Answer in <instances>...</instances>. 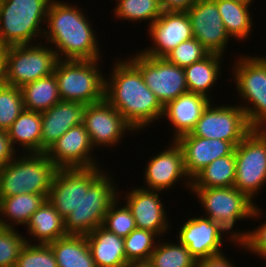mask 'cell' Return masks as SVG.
Here are the masks:
<instances>
[{
    "instance_id": "36",
    "label": "cell",
    "mask_w": 266,
    "mask_h": 267,
    "mask_svg": "<svg viewBox=\"0 0 266 267\" xmlns=\"http://www.w3.org/2000/svg\"><path fill=\"white\" fill-rule=\"evenodd\" d=\"M23 96L20 87L0 86V130L7 131L24 110Z\"/></svg>"
},
{
    "instance_id": "37",
    "label": "cell",
    "mask_w": 266,
    "mask_h": 267,
    "mask_svg": "<svg viewBox=\"0 0 266 267\" xmlns=\"http://www.w3.org/2000/svg\"><path fill=\"white\" fill-rule=\"evenodd\" d=\"M118 197L105 214L102 226L119 237H127L136 227L135 219L126 204L119 205ZM121 206V207H119Z\"/></svg>"
},
{
    "instance_id": "5",
    "label": "cell",
    "mask_w": 266,
    "mask_h": 267,
    "mask_svg": "<svg viewBox=\"0 0 266 267\" xmlns=\"http://www.w3.org/2000/svg\"><path fill=\"white\" fill-rule=\"evenodd\" d=\"M51 0H1L0 48L29 45L43 38ZM38 36V37H37Z\"/></svg>"
},
{
    "instance_id": "3",
    "label": "cell",
    "mask_w": 266,
    "mask_h": 267,
    "mask_svg": "<svg viewBox=\"0 0 266 267\" xmlns=\"http://www.w3.org/2000/svg\"><path fill=\"white\" fill-rule=\"evenodd\" d=\"M0 168V198L17 194H49L59 169L46 153H22Z\"/></svg>"
},
{
    "instance_id": "28",
    "label": "cell",
    "mask_w": 266,
    "mask_h": 267,
    "mask_svg": "<svg viewBox=\"0 0 266 267\" xmlns=\"http://www.w3.org/2000/svg\"><path fill=\"white\" fill-rule=\"evenodd\" d=\"M26 229L28 235L41 244H48L67 235L64 219L48 199L31 215Z\"/></svg>"
},
{
    "instance_id": "24",
    "label": "cell",
    "mask_w": 266,
    "mask_h": 267,
    "mask_svg": "<svg viewBox=\"0 0 266 267\" xmlns=\"http://www.w3.org/2000/svg\"><path fill=\"white\" fill-rule=\"evenodd\" d=\"M86 238L96 267H128L122 237L101 225Z\"/></svg>"
},
{
    "instance_id": "44",
    "label": "cell",
    "mask_w": 266,
    "mask_h": 267,
    "mask_svg": "<svg viewBox=\"0 0 266 267\" xmlns=\"http://www.w3.org/2000/svg\"><path fill=\"white\" fill-rule=\"evenodd\" d=\"M199 0H159L163 11L187 12Z\"/></svg>"
},
{
    "instance_id": "19",
    "label": "cell",
    "mask_w": 266,
    "mask_h": 267,
    "mask_svg": "<svg viewBox=\"0 0 266 267\" xmlns=\"http://www.w3.org/2000/svg\"><path fill=\"white\" fill-rule=\"evenodd\" d=\"M180 227L177 242L185 245L196 260L222 253L223 234H229L219 223L204 215L189 217Z\"/></svg>"
},
{
    "instance_id": "39",
    "label": "cell",
    "mask_w": 266,
    "mask_h": 267,
    "mask_svg": "<svg viewBox=\"0 0 266 267\" xmlns=\"http://www.w3.org/2000/svg\"><path fill=\"white\" fill-rule=\"evenodd\" d=\"M21 235L15 228L0 226V267L16 266L27 240V237Z\"/></svg>"
},
{
    "instance_id": "34",
    "label": "cell",
    "mask_w": 266,
    "mask_h": 267,
    "mask_svg": "<svg viewBox=\"0 0 266 267\" xmlns=\"http://www.w3.org/2000/svg\"><path fill=\"white\" fill-rule=\"evenodd\" d=\"M114 14L120 20L148 21L150 26L162 14L159 0H116Z\"/></svg>"
},
{
    "instance_id": "31",
    "label": "cell",
    "mask_w": 266,
    "mask_h": 267,
    "mask_svg": "<svg viewBox=\"0 0 266 267\" xmlns=\"http://www.w3.org/2000/svg\"><path fill=\"white\" fill-rule=\"evenodd\" d=\"M24 108L43 112L61 101L54 73L21 87Z\"/></svg>"
},
{
    "instance_id": "18",
    "label": "cell",
    "mask_w": 266,
    "mask_h": 267,
    "mask_svg": "<svg viewBox=\"0 0 266 267\" xmlns=\"http://www.w3.org/2000/svg\"><path fill=\"white\" fill-rule=\"evenodd\" d=\"M171 142L170 147L152 156L145 167V189L164 192L163 190L175 187L174 185L183 179L186 180L183 185L191 188V179L184 167L182 149L175 140Z\"/></svg>"
},
{
    "instance_id": "14",
    "label": "cell",
    "mask_w": 266,
    "mask_h": 267,
    "mask_svg": "<svg viewBox=\"0 0 266 267\" xmlns=\"http://www.w3.org/2000/svg\"><path fill=\"white\" fill-rule=\"evenodd\" d=\"M82 124L93 148L118 145L124 133L135 131L122 115L106 100L85 106ZM101 146V147H100Z\"/></svg>"
},
{
    "instance_id": "40",
    "label": "cell",
    "mask_w": 266,
    "mask_h": 267,
    "mask_svg": "<svg viewBox=\"0 0 266 267\" xmlns=\"http://www.w3.org/2000/svg\"><path fill=\"white\" fill-rule=\"evenodd\" d=\"M210 54L196 38L180 43L164 58L171 64L186 67L198 62Z\"/></svg>"
},
{
    "instance_id": "11",
    "label": "cell",
    "mask_w": 266,
    "mask_h": 267,
    "mask_svg": "<svg viewBox=\"0 0 266 267\" xmlns=\"http://www.w3.org/2000/svg\"><path fill=\"white\" fill-rule=\"evenodd\" d=\"M132 56L128 59L140 70L146 86L163 107L188 92L182 67L169 63L165 58L144 55L141 51Z\"/></svg>"
},
{
    "instance_id": "45",
    "label": "cell",
    "mask_w": 266,
    "mask_h": 267,
    "mask_svg": "<svg viewBox=\"0 0 266 267\" xmlns=\"http://www.w3.org/2000/svg\"><path fill=\"white\" fill-rule=\"evenodd\" d=\"M5 84V53L4 48H0V86Z\"/></svg>"
},
{
    "instance_id": "47",
    "label": "cell",
    "mask_w": 266,
    "mask_h": 267,
    "mask_svg": "<svg viewBox=\"0 0 266 267\" xmlns=\"http://www.w3.org/2000/svg\"><path fill=\"white\" fill-rule=\"evenodd\" d=\"M233 1H238V2H241V3H244V4H248V5H252V2L253 0H233Z\"/></svg>"
},
{
    "instance_id": "22",
    "label": "cell",
    "mask_w": 266,
    "mask_h": 267,
    "mask_svg": "<svg viewBox=\"0 0 266 267\" xmlns=\"http://www.w3.org/2000/svg\"><path fill=\"white\" fill-rule=\"evenodd\" d=\"M85 106L81 102L61 100L41 112V153H46L70 128L82 124Z\"/></svg>"
},
{
    "instance_id": "41",
    "label": "cell",
    "mask_w": 266,
    "mask_h": 267,
    "mask_svg": "<svg viewBox=\"0 0 266 267\" xmlns=\"http://www.w3.org/2000/svg\"><path fill=\"white\" fill-rule=\"evenodd\" d=\"M236 244L237 247L245 248L244 250L252 252V254L260 255L266 261V221L256 227L255 230H248L240 241L235 242Z\"/></svg>"
},
{
    "instance_id": "38",
    "label": "cell",
    "mask_w": 266,
    "mask_h": 267,
    "mask_svg": "<svg viewBox=\"0 0 266 267\" xmlns=\"http://www.w3.org/2000/svg\"><path fill=\"white\" fill-rule=\"evenodd\" d=\"M15 267H58V264L49 244H32L28 239Z\"/></svg>"
},
{
    "instance_id": "35",
    "label": "cell",
    "mask_w": 266,
    "mask_h": 267,
    "mask_svg": "<svg viewBox=\"0 0 266 267\" xmlns=\"http://www.w3.org/2000/svg\"><path fill=\"white\" fill-rule=\"evenodd\" d=\"M151 231L135 228L124 240V251L129 264L148 262L158 242Z\"/></svg>"
},
{
    "instance_id": "42",
    "label": "cell",
    "mask_w": 266,
    "mask_h": 267,
    "mask_svg": "<svg viewBox=\"0 0 266 267\" xmlns=\"http://www.w3.org/2000/svg\"><path fill=\"white\" fill-rule=\"evenodd\" d=\"M16 152L10 142L7 131L0 130V168L16 157Z\"/></svg>"
},
{
    "instance_id": "2",
    "label": "cell",
    "mask_w": 266,
    "mask_h": 267,
    "mask_svg": "<svg viewBox=\"0 0 266 267\" xmlns=\"http://www.w3.org/2000/svg\"><path fill=\"white\" fill-rule=\"evenodd\" d=\"M72 5L51 0L42 40L46 37L59 60L100 59L98 39L89 18L81 8Z\"/></svg>"
},
{
    "instance_id": "33",
    "label": "cell",
    "mask_w": 266,
    "mask_h": 267,
    "mask_svg": "<svg viewBox=\"0 0 266 267\" xmlns=\"http://www.w3.org/2000/svg\"><path fill=\"white\" fill-rule=\"evenodd\" d=\"M160 241L148 261L154 267H196L197 260L185 245Z\"/></svg>"
},
{
    "instance_id": "1",
    "label": "cell",
    "mask_w": 266,
    "mask_h": 267,
    "mask_svg": "<svg viewBox=\"0 0 266 267\" xmlns=\"http://www.w3.org/2000/svg\"><path fill=\"white\" fill-rule=\"evenodd\" d=\"M118 60L105 79V99L135 132L145 130L154 120L162 118L163 106L146 86L140 70L128 58Z\"/></svg>"
},
{
    "instance_id": "32",
    "label": "cell",
    "mask_w": 266,
    "mask_h": 267,
    "mask_svg": "<svg viewBox=\"0 0 266 267\" xmlns=\"http://www.w3.org/2000/svg\"><path fill=\"white\" fill-rule=\"evenodd\" d=\"M229 36L246 41L252 31L253 20L249 11L251 5L233 0H214Z\"/></svg>"
},
{
    "instance_id": "12",
    "label": "cell",
    "mask_w": 266,
    "mask_h": 267,
    "mask_svg": "<svg viewBox=\"0 0 266 267\" xmlns=\"http://www.w3.org/2000/svg\"><path fill=\"white\" fill-rule=\"evenodd\" d=\"M252 130L245 111L239 105L210 103L191 131L193 136L230 141L235 147Z\"/></svg>"
},
{
    "instance_id": "29",
    "label": "cell",
    "mask_w": 266,
    "mask_h": 267,
    "mask_svg": "<svg viewBox=\"0 0 266 267\" xmlns=\"http://www.w3.org/2000/svg\"><path fill=\"white\" fill-rule=\"evenodd\" d=\"M222 56L210 53L204 59L183 68L189 92L211 98L209 91L220 77Z\"/></svg>"
},
{
    "instance_id": "46",
    "label": "cell",
    "mask_w": 266,
    "mask_h": 267,
    "mask_svg": "<svg viewBox=\"0 0 266 267\" xmlns=\"http://www.w3.org/2000/svg\"><path fill=\"white\" fill-rule=\"evenodd\" d=\"M128 267H154L149 262H141V263H131Z\"/></svg>"
},
{
    "instance_id": "27",
    "label": "cell",
    "mask_w": 266,
    "mask_h": 267,
    "mask_svg": "<svg viewBox=\"0 0 266 267\" xmlns=\"http://www.w3.org/2000/svg\"><path fill=\"white\" fill-rule=\"evenodd\" d=\"M48 244L58 267H96L86 235L67 234Z\"/></svg>"
},
{
    "instance_id": "21",
    "label": "cell",
    "mask_w": 266,
    "mask_h": 267,
    "mask_svg": "<svg viewBox=\"0 0 266 267\" xmlns=\"http://www.w3.org/2000/svg\"><path fill=\"white\" fill-rule=\"evenodd\" d=\"M175 141L182 149L185 171L190 179L211 162L230 155L235 149L230 141L197 137L191 133L184 134Z\"/></svg>"
},
{
    "instance_id": "15",
    "label": "cell",
    "mask_w": 266,
    "mask_h": 267,
    "mask_svg": "<svg viewBox=\"0 0 266 267\" xmlns=\"http://www.w3.org/2000/svg\"><path fill=\"white\" fill-rule=\"evenodd\" d=\"M193 38L210 53L223 55L231 37L214 0H199L188 11Z\"/></svg>"
},
{
    "instance_id": "9",
    "label": "cell",
    "mask_w": 266,
    "mask_h": 267,
    "mask_svg": "<svg viewBox=\"0 0 266 267\" xmlns=\"http://www.w3.org/2000/svg\"><path fill=\"white\" fill-rule=\"evenodd\" d=\"M5 84L22 87L24 84L50 76L59 60L53 47L36 44L4 48Z\"/></svg>"
},
{
    "instance_id": "30",
    "label": "cell",
    "mask_w": 266,
    "mask_h": 267,
    "mask_svg": "<svg viewBox=\"0 0 266 267\" xmlns=\"http://www.w3.org/2000/svg\"><path fill=\"white\" fill-rule=\"evenodd\" d=\"M236 176L234 151L217 158L191 179V188L233 187Z\"/></svg>"
},
{
    "instance_id": "6",
    "label": "cell",
    "mask_w": 266,
    "mask_h": 267,
    "mask_svg": "<svg viewBox=\"0 0 266 267\" xmlns=\"http://www.w3.org/2000/svg\"><path fill=\"white\" fill-rule=\"evenodd\" d=\"M97 60H58L54 75L60 99L84 105L105 99V79ZM99 66V67H98Z\"/></svg>"
},
{
    "instance_id": "43",
    "label": "cell",
    "mask_w": 266,
    "mask_h": 267,
    "mask_svg": "<svg viewBox=\"0 0 266 267\" xmlns=\"http://www.w3.org/2000/svg\"><path fill=\"white\" fill-rule=\"evenodd\" d=\"M196 267H235L225 252L197 260Z\"/></svg>"
},
{
    "instance_id": "20",
    "label": "cell",
    "mask_w": 266,
    "mask_h": 267,
    "mask_svg": "<svg viewBox=\"0 0 266 267\" xmlns=\"http://www.w3.org/2000/svg\"><path fill=\"white\" fill-rule=\"evenodd\" d=\"M126 193L125 204L131 210L137 228L151 231L158 237L170 230L167 211L160 200L161 191L148 190L143 186Z\"/></svg>"
},
{
    "instance_id": "16",
    "label": "cell",
    "mask_w": 266,
    "mask_h": 267,
    "mask_svg": "<svg viewBox=\"0 0 266 267\" xmlns=\"http://www.w3.org/2000/svg\"><path fill=\"white\" fill-rule=\"evenodd\" d=\"M148 36L153 46L140 50L144 55L164 58L180 43L193 38L191 21L187 12L163 11L149 26Z\"/></svg>"
},
{
    "instance_id": "7",
    "label": "cell",
    "mask_w": 266,
    "mask_h": 267,
    "mask_svg": "<svg viewBox=\"0 0 266 267\" xmlns=\"http://www.w3.org/2000/svg\"><path fill=\"white\" fill-rule=\"evenodd\" d=\"M239 57L236 64L234 62L232 75L238 94L245 103L240 107L252 129H266V57Z\"/></svg>"
},
{
    "instance_id": "8",
    "label": "cell",
    "mask_w": 266,
    "mask_h": 267,
    "mask_svg": "<svg viewBox=\"0 0 266 267\" xmlns=\"http://www.w3.org/2000/svg\"><path fill=\"white\" fill-rule=\"evenodd\" d=\"M109 174L104 171L83 194L79 206L64 218L67 234L87 235L103 224L110 205L120 196Z\"/></svg>"
},
{
    "instance_id": "26",
    "label": "cell",
    "mask_w": 266,
    "mask_h": 267,
    "mask_svg": "<svg viewBox=\"0 0 266 267\" xmlns=\"http://www.w3.org/2000/svg\"><path fill=\"white\" fill-rule=\"evenodd\" d=\"M41 112L24 109L7 130L12 147L22 146V153H41ZM17 142V143H16ZM27 151V152H26Z\"/></svg>"
},
{
    "instance_id": "25",
    "label": "cell",
    "mask_w": 266,
    "mask_h": 267,
    "mask_svg": "<svg viewBox=\"0 0 266 267\" xmlns=\"http://www.w3.org/2000/svg\"><path fill=\"white\" fill-rule=\"evenodd\" d=\"M48 195L22 193L0 198V226L7 228H14L15 224L26 226L31 215L47 200Z\"/></svg>"
},
{
    "instance_id": "10",
    "label": "cell",
    "mask_w": 266,
    "mask_h": 267,
    "mask_svg": "<svg viewBox=\"0 0 266 267\" xmlns=\"http://www.w3.org/2000/svg\"><path fill=\"white\" fill-rule=\"evenodd\" d=\"M234 187L251 200L266 184V129H252L235 147Z\"/></svg>"
},
{
    "instance_id": "23",
    "label": "cell",
    "mask_w": 266,
    "mask_h": 267,
    "mask_svg": "<svg viewBox=\"0 0 266 267\" xmlns=\"http://www.w3.org/2000/svg\"><path fill=\"white\" fill-rule=\"evenodd\" d=\"M211 100L201 94L188 91L163 107L162 117L168 118L174 128L173 140L191 133Z\"/></svg>"
},
{
    "instance_id": "4",
    "label": "cell",
    "mask_w": 266,
    "mask_h": 267,
    "mask_svg": "<svg viewBox=\"0 0 266 267\" xmlns=\"http://www.w3.org/2000/svg\"><path fill=\"white\" fill-rule=\"evenodd\" d=\"M195 197H198L200 206L205 209V217L219 223L226 229L230 237L227 241H240L247 231L232 230L236 221L243 219H253L262 216L260 208L244 193L236 187L217 188H190ZM197 195V196H196ZM261 215V216H260Z\"/></svg>"
},
{
    "instance_id": "17",
    "label": "cell",
    "mask_w": 266,
    "mask_h": 267,
    "mask_svg": "<svg viewBox=\"0 0 266 267\" xmlns=\"http://www.w3.org/2000/svg\"><path fill=\"white\" fill-rule=\"evenodd\" d=\"M88 132L83 124L70 128L46 152L59 169L98 167ZM97 163V164H96Z\"/></svg>"
},
{
    "instance_id": "13",
    "label": "cell",
    "mask_w": 266,
    "mask_h": 267,
    "mask_svg": "<svg viewBox=\"0 0 266 267\" xmlns=\"http://www.w3.org/2000/svg\"><path fill=\"white\" fill-rule=\"evenodd\" d=\"M101 167L58 169L48 195L49 202L64 219L79 206L83 194L104 172Z\"/></svg>"
}]
</instances>
